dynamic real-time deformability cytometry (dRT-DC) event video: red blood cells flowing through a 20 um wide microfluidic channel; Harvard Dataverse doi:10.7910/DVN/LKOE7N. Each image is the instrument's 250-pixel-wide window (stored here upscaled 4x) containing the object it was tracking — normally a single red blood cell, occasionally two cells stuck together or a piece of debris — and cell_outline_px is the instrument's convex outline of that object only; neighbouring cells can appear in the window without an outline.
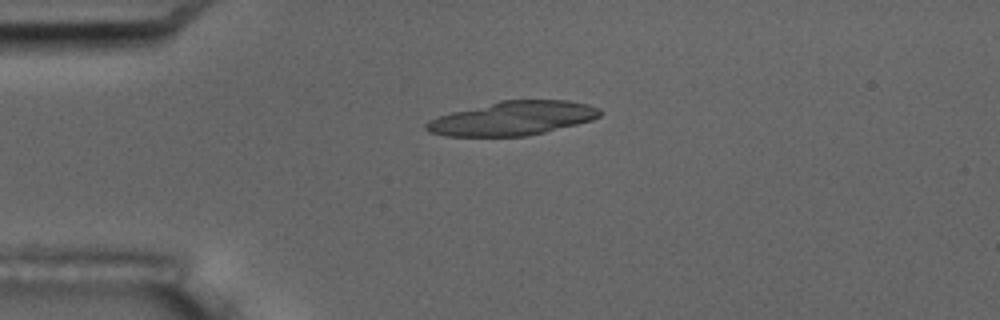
{"species": "common noctule bat (a hibernating species)", "species_latin": "Nyctalus noctula", "temperature_condition": "room temperature", "stored_images_in_passage": 3, "camera_frame_rate_fps": 3000, "um_per_image_px": 0.085, "animal": {"sex": "male", "body_mass_g": 17.5, "forearm_length_mm": 52.3}, "frame": {"image": 1, "passage_image": 1, "time_ms": 0.0, "image_size_px": [1000, 320], "cell_outline_px": [[604, 112], [600, 116], [592, 120], [528, 136], [444, 136], [428, 132], [424, 128], [424, 124], [428, 120], [452, 112], [500, 100], [568, 100], [588, 104], [600, 108]], "centroid_in_image_um": [43.58, 10.05], "position_along_channel_um": 41.4, "area_um2": 34.45}}